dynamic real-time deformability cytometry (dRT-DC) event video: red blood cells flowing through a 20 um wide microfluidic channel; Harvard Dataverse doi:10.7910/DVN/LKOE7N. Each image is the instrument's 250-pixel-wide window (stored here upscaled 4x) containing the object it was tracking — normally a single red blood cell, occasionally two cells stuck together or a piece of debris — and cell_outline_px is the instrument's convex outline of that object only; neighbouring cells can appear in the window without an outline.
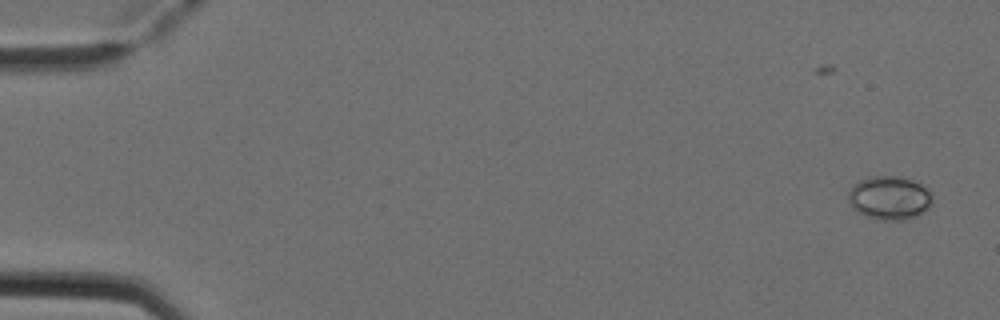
{"species": "Egyptian fruit bat (a non-hibernating species)", "species_latin": "Rousettus aegyptiacus", "temperature_condition": "cold", "stored_images_in_passage": 5, "camera_frame_rate_fps": 3000, "um_per_image_px": 0.085, "animal": {"sex": "female"}, "frame": {"image": 1, "passage_image": 2, "time_ms": 0.333, "image_size_px": [1000, 320], "cell_outline_px": [[932, 204], [928, 208], [916, 216], [900, 220], [880, 220], [864, 216], [852, 208], [848, 200], [848, 192], [852, 184], [868, 176], [900, 176], [912, 180], [920, 184], [932, 192]], "centroid_in_image_um": [75.58, 16.81], "position_along_channel_um": 9.4, "area_um2": 21.62}}
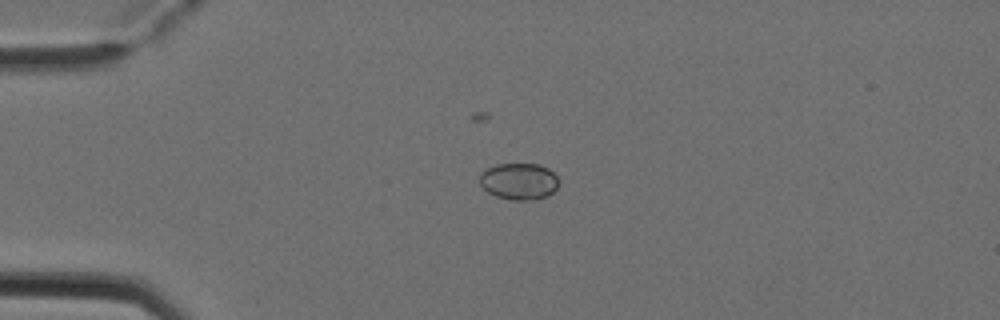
{"frame": {"image": 2, "passage_image": 5, "time_ms": 1.333, "image_size_px": [1000, 320], "cell_outline_px": [[556, 188], [548, 196], [532, 200], [512, 200], [496, 196], [488, 192], [480, 184], [480, 172], [496, 164], [540, 164], [548, 168], [556, 176]], "centroid_in_image_um": [44.09, 15.41], "position_along_channel_um": 40.9, "area_um2": 16.76}}